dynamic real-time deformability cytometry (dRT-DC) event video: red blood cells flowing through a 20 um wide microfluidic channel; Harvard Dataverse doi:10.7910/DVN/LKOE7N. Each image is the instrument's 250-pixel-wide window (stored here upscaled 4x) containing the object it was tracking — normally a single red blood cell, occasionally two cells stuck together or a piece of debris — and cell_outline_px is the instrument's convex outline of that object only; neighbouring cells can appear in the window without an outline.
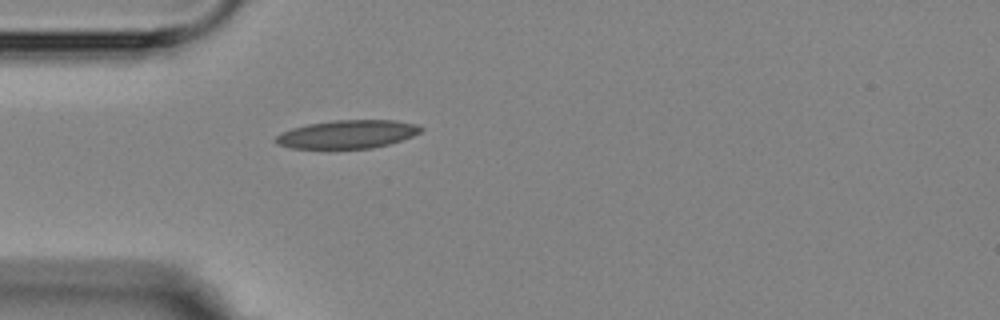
{"species": "Egyptian fruit bat (a non-hibernating species)", "species_latin": "Rousettus aegyptiacus", "temperature_condition": "room temperature", "stored_images_in_passage": 1, "camera_frame_rate_fps": 3000, "um_per_image_px": 0.085, "animal": {"sex": "female"}, "frame": {"image": 1, "passage_image": 1, "time_ms": 0.0, "image_size_px": [1000, 320], "cell_outline_px": [[424, 132], [388, 144], [372, 148], [292, 148], [276, 144], [272, 140], [280, 132], [292, 128], [308, 124], [332, 120], [396, 120], [420, 124], [424, 128]], "centroid_in_image_um": [29.55, 11.4], "position_along_channel_um": 55.5, "area_um2": 24.16}}